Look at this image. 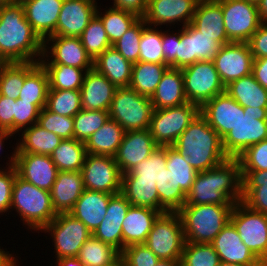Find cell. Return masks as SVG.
Returning a JSON list of instances; mask_svg holds the SVG:
<instances>
[{
	"label": "cell",
	"mask_w": 267,
	"mask_h": 266,
	"mask_svg": "<svg viewBox=\"0 0 267 266\" xmlns=\"http://www.w3.org/2000/svg\"><path fill=\"white\" fill-rule=\"evenodd\" d=\"M243 107L226 92L215 96L200 107V114L207 123L223 138L240 118Z\"/></svg>",
	"instance_id": "7402d4cb"
},
{
	"label": "cell",
	"mask_w": 267,
	"mask_h": 266,
	"mask_svg": "<svg viewBox=\"0 0 267 266\" xmlns=\"http://www.w3.org/2000/svg\"><path fill=\"white\" fill-rule=\"evenodd\" d=\"M97 8L96 0H64L53 36L80 37Z\"/></svg>",
	"instance_id": "44dd1931"
},
{
	"label": "cell",
	"mask_w": 267,
	"mask_h": 266,
	"mask_svg": "<svg viewBox=\"0 0 267 266\" xmlns=\"http://www.w3.org/2000/svg\"><path fill=\"white\" fill-rule=\"evenodd\" d=\"M56 261L58 266H84L77 257L60 258Z\"/></svg>",
	"instance_id": "a7ac6f4b"
},
{
	"label": "cell",
	"mask_w": 267,
	"mask_h": 266,
	"mask_svg": "<svg viewBox=\"0 0 267 266\" xmlns=\"http://www.w3.org/2000/svg\"><path fill=\"white\" fill-rule=\"evenodd\" d=\"M37 124L62 140L74 138L73 117L60 116L44 107L40 111Z\"/></svg>",
	"instance_id": "11a10c76"
},
{
	"label": "cell",
	"mask_w": 267,
	"mask_h": 266,
	"mask_svg": "<svg viewBox=\"0 0 267 266\" xmlns=\"http://www.w3.org/2000/svg\"><path fill=\"white\" fill-rule=\"evenodd\" d=\"M241 201L240 162L237 158H229L212 169L197 173L184 205H235Z\"/></svg>",
	"instance_id": "7a4b0ae2"
},
{
	"label": "cell",
	"mask_w": 267,
	"mask_h": 266,
	"mask_svg": "<svg viewBox=\"0 0 267 266\" xmlns=\"http://www.w3.org/2000/svg\"><path fill=\"white\" fill-rule=\"evenodd\" d=\"M120 255L126 266H155L159 258L144 244L125 247Z\"/></svg>",
	"instance_id": "680465c9"
},
{
	"label": "cell",
	"mask_w": 267,
	"mask_h": 266,
	"mask_svg": "<svg viewBox=\"0 0 267 266\" xmlns=\"http://www.w3.org/2000/svg\"><path fill=\"white\" fill-rule=\"evenodd\" d=\"M225 92L242 107L267 108V90L252 73L230 82Z\"/></svg>",
	"instance_id": "836d02e7"
},
{
	"label": "cell",
	"mask_w": 267,
	"mask_h": 266,
	"mask_svg": "<svg viewBox=\"0 0 267 266\" xmlns=\"http://www.w3.org/2000/svg\"><path fill=\"white\" fill-rule=\"evenodd\" d=\"M139 61L164 64L162 50V31L156 27L146 26L140 38Z\"/></svg>",
	"instance_id": "f5cc1de1"
},
{
	"label": "cell",
	"mask_w": 267,
	"mask_h": 266,
	"mask_svg": "<svg viewBox=\"0 0 267 266\" xmlns=\"http://www.w3.org/2000/svg\"><path fill=\"white\" fill-rule=\"evenodd\" d=\"M15 102L14 99L0 95V129L12 134H14Z\"/></svg>",
	"instance_id": "6125c7cd"
},
{
	"label": "cell",
	"mask_w": 267,
	"mask_h": 266,
	"mask_svg": "<svg viewBox=\"0 0 267 266\" xmlns=\"http://www.w3.org/2000/svg\"><path fill=\"white\" fill-rule=\"evenodd\" d=\"M41 109L30 102L21 101V99H16L15 102V115H14V135L29 128L33 124H36ZM23 128V130H22Z\"/></svg>",
	"instance_id": "91938a15"
},
{
	"label": "cell",
	"mask_w": 267,
	"mask_h": 266,
	"mask_svg": "<svg viewBox=\"0 0 267 266\" xmlns=\"http://www.w3.org/2000/svg\"><path fill=\"white\" fill-rule=\"evenodd\" d=\"M85 143L75 138L64 139L50 155L58 171H81L87 156Z\"/></svg>",
	"instance_id": "f35d334b"
},
{
	"label": "cell",
	"mask_w": 267,
	"mask_h": 266,
	"mask_svg": "<svg viewBox=\"0 0 267 266\" xmlns=\"http://www.w3.org/2000/svg\"><path fill=\"white\" fill-rule=\"evenodd\" d=\"M108 119V111L80 110L73 117L74 138L85 143Z\"/></svg>",
	"instance_id": "681fc988"
},
{
	"label": "cell",
	"mask_w": 267,
	"mask_h": 266,
	"mask_svg": "<svg viewBox=\"0 0 267 266\" xmlns=\"http://www.w3.org/2000/svg\"><path fill=\"white\" fill-rule=\"evenodd\" d=\"M16 258L0 248V266H17Z\"/></svg>",
	"instance_id": "003e7915"
},
{
	"label": "cell",
	"mask_w": 267,
	"mask_h": 266,
	"mask_svg": "<svg viewBox=\"0 0 267 266\" xmlns=\"http://www.w3.org/2000/svg\"><path fill=\"white\" fill-rule=\"evenodd\" d=\"M150 100L154 109L170 108L187 103L181 69L169 67Z\"/></svg>",
	"instance_id": "4dcf8cb0"
},
{
	"label": "cell",
	"mask_w": 267,
	"mask_h": 266,
	"mask_svg": "<svg viewBox=\"0 0 267 266\" xmlns=\"http://www.w3.org/2000/svg\"><path fill=\"white\" fill-rule=\"evenodd\" d=\"M15 151L10 156L9 163L6 162L8 168L0 169V213L8 212L11 207V198H12V190L14 185V180L17 175V171L14 167L15 164Z\"/></svg>",
	"instance_id": "6f0895ef"
},
{
	"label": "cell",
	"mask_w": 267,
	"mask_h": 266,
	"mask_svg": "<svg viewBox=\"0 0 267 266\" xmlns=\"http://www.w3.org/2000/svg\"><path fill=\"white\" fill-rule=\"evenodd\" d=\"M53 43H52V42ZM50 42V43H49ZM51 44V47H48ZM48 47V48H47ZM50 48V49H49ZM51 52H50V51ZM51 56H49V55ZM48 55V56H47ZM44 57V58H43ZM49 57L51 61H49ZM43 59V60H42ZM45 59V60H44ZM40 64H63L84 69L85 72L94 67V60L87 53L79 37L49 36L44 40L43 55Z\"/></svg>",
	"instance_id": "2e32d148"
},
{
	"label": "cell",
	"mask_w": 267,
	"mask_h": 266,
	"mask_svg": "<svg viewBox=\"0 0 267 266\" xmlns=\"http://www.w3.org/2000/svg\"><path fill=\"white\" fill-rule=\"evenodd\" d=\"M196 172L212 169L229 159L220 135L199 113L172 145Z\"/></svg>",
	"instance_id": "3957f363"
},
{
	"label": "cell",
	"mask_w": 267,
	"mask_h": 266,
	"mask_svg": "<svg viewBox=\"0 0 267 266\" xmlns=\"http://www.w3.org/2000/svg\"><path fill=\"white\" fill-rule=\"evenodd\" d=\"M191 24L221 45L231 43L227 38L221 3L218 0H199Z\"/></svg>",
	"instance_id": "4316f807"
},
{
	"label": "cell",
	"mask_w": 267,
	"mask_h": 266,
	"mask_svg": "<svg viewBox=\"0 0 267 266\" xmlns=\"http://www.w3.org/2000/svg\"><path fill=\"white\" fill-rule=\"evenodd\" d=\"M28 228L41 231L57 215L50 191L40 189L16 175L12 190L11 207Z\"/></svg>",
	"instance_id": "5b68a950"
},
{
	"label": "cell",
	"mask_w": 267,
	"mask_h": 266,
	"mask_svg": "<svg viewBox=\"0 0 267 266\" xmlns=\"http://www.w3.org/2000/svg\"><path fill=\"white\" fill-rule=\"evenodd\" d=\"M112 195L85 189L69 214L82 221L89 231L93 233L105 218L107 206Z\"/></svg>",
	"instance_id": "f546056e"
},
{
	"label": "cell",
	"mask_w": 267,
	"mask_h": 266,
	"mask_svg": "<svg viewBox=\"0 0 267 266\" xmlns=\"http://www.w3.org/2000/svg\"><path fill=\"white\" fill-rule=\"evenodd\" d=\"M167 163V146H159L147 159H144L129 172L122 174V180H153L158 184L159 177Z\"/></svg>",
	"instance_id": "7bdbcfd3"
},
{
	"label": "cell",
	"mask_w": 267,
	"mask_h": 266,
	"mask_svg": "<svg viewBox=\"0 0 267 266\" xmlns=\"http://www.w3.org/2000/svg\"><path fill=\"white\" fill-rule=\"evenodd\" d=\"M230 42L247 43L262 24L256 3L248 0H218Z\"/></svg>",
	"instance_id": "4fadbf2b"
},
{
	"label": "cell",
	"mask_w": 267,
	"mask_h": 266,
	"mask_svg": "<svg viewBox=\"0 0 267 266\" xmlns=\"http://www.w3.org/2000/svg\"><path fill=\"white\" fill-rule=\"evenodd\" d=\"M158 147L148 129L127 131L114 159L120 172L125 174L147 159Z\"/></svg>",
	"instance_id": "d6986e66"
},
{
	"label": "cell",
	"mask_w": 267,
	"mask_h": 266,
	"mask_svg": "<svg viewBox=\"0 0 267 266\" xmlns=\"http://www.w3.org/2000/svg\"><path fill=\"white\" fill-rule=\"evenodd\" d=\"M252 74L256 81L267 90V58L253 59Z\"/></svg>",
	"instance_id": "03108f58"
},
{
	"label": "cell",
	"mask_w": 267,
	"mask_h": 266,
	"mask_svg": "<svg viewBox=\"0 0 267 266\" xmlns=\"http://www.w3.org/2000/svg\"><path fill=\"white\" fill-rule=\"evenodd\" d=\"M49 90L48 75L39 62H25V82L20 89L19 99L46 107Z\"/></svg>",
	"instance_id": "d6a6232c"
},
{
	"label": "cell",
	"mask_w": 267,
	"mask_h": 266,
	"mask_svg": "<svg viewBox=\"0 0 267 266\" xmlns=\"http://www.w3.org/2000/svg\"><path fill=\"white\" fill-rule=\"evenodd\" d=\"M220 261L245 266H265L243 243L234 225L229 222L210 243Z\"/></svg>",
	"instance_id": "603a6c76"
},
{
	"label": "cell",
	"mask_w": 267,
	"mask_h": 266,
	"mask_svg": "<svg viewBox=\"0 0 267 266\" xmlns=\"http://www.w3.org/2000/svg\"><path fill=\"white\" fill-rule=\"evenodd\" d=\"M258 16L261 23L267 24V0H260L257 4Z\"/></svg>",
	"instance_id": "89a4df30"
},
{
	"label": "cell",
	"mask_w": 267,
	"mask_h": 266,
	"mask_svg": "<svg viewBox=\"0 0 267 266\" xmlns=\"http://www.w3.org/2000/svg\"><path fill=\"white\" fill-rule=\"evenodd\" d=\"M242 203L267 215V170L241 171Z\"/></svg>",
	"instance_id": "e575fe53"
},
{
	"label": "cell",
	"mask_w": 267,
	"mask_h": 266,
	"mask_svg": "<svg viewBox=\"0 0 267 266\" xmlns=\"http://www.w3.org/2000/svg\"><path fill=\"white\" fill-rule=\"evenodd\" d=\"M130 206L131 204L121 192L113 194L109 200L105 218L92 235L121 252L122 223Z\"/></svg>",
	"instance_id": "cb8c5ba5"
},
{
	"label": "cell",
	"mask_w": 267,
	"mask_h": 266,
	"mask_svg": "<svg viewBox=\"0 0 267 266\" xmlns=\"http://www.w3.org/2000/svg\"><path fill=\"white\" fill-rule=\"evenodd\" d=\"M104 266H126L125 261L121 255H119L115 260L111 263L104 265Z\"/></svg>",
	"instance_id": "753ad0ef"
},
{
	"label": "cell",
	"mask_w": 267,
	"mask_h": 266,
	"mask_svg": "<svg viewBox=\"0 0 267 266\" xmlns=\"http://www.w3.org/2000/svg\"><path fill=\"white\" fill-rule=\"evenodd\" d=\"M79 38L83 47L93 60H95L106 49L112 47L103 23L97 15L91 19Z\"/></svg>",
	"instance_id": "c3c4849f"
},
{
	"label": "cell",
	"mask_w": 267,
	"mask_h": 266,
	"mask_svg": "<svg viewBox=\"0 0 267 266\" xmlns=\"http://www.w3.org/2000/svg\"><path fill=\"white\" fill-rule=\"evenodd\" d=\"M219 266H245V265L220 261Z\"/></svg>",
	"instance_id": "34e18365"
},
{
	"label": "cell",
	"mask_w": 267,
	"mask_h": 266,
	"mask_svg": "<svg viewBox=\"0 0 267 266\" xmlns=\"http://www.w3.org/2000/svg\"><path fill=\"white\" fill-rule=\"evenodd\" d=\"M21 140L16 143L15 153H35L51 155L62 139L39 126L37 123L21 132Z\"/></svg>",
	"instance_id": "8d00e7d4"
},
{
	"label": "cell",
	"mask_w": 267,
	"mask_h": 266,
	"mask_svg": "<svg viewBox=\"0 0 267 266\" xmlns=\"http://www.w3.org/2000/svg\"><path fill=\"white\" fill-rule=\"evenodd\" d=\"M147 4L148 0H114L112 7L128 11L139 18H143L147 10Z\"/></svg>",
	"instance_id": "e7e4bbea"
},
{
	"label": "cell",
	"mask_w": 267,
	"mask_h": 266,
	"mask_svg": "<svg viewBox=\"0 0 267 266\" xmlns=\"http://www.w3.org/2000/svg\"><path fill=\"white\" fill-rule=\"evenodd\" d=\"M46 108L60 116L74 117L82 110L78 90H48Z\"/></svg>",
	"instance_id": "bcb514c9"
},
{
	"label": "cell",
	"mask_w": 267,
	"mask_h": 266,
	"mask_svg": "<svg viewBox=\"0 0 267 266\" xmlns=\"http://www.w3.org/2000/svg\"><path fill=\"white\" fill-rule=\"evenodd\" d=\"M199 113L200 107L190 102L154 109L148 130L158 146H172Z\"/></svg>",
	"instance_id": "ba28073f"
},
{
	"label": "cell",
	"mask_w": 267,
	"mask_h": 266,
	"mask_svg": "<svg viewBox=\"0 0 267 266\" xmlns=\"http://www.w3.org/2000/svg\"><path fill=\"white\" fill-rule=\"evenodd\" d=\"M117 87L95 68L86 71L80 89L82 109L108 111Z\"/></svg>",
	"instance_id": "484cf974"
},
{
	"label": "cell",
	"mask_w": 267,
	"mask_h": 266,
	"mask_svg": "<svg viewBox=\"0 0 267 266\" xmlns=\"http://www.w3.org/2000/svg\"><path fill=\"white\" fill-rule=\"evenodd\" d=\"M177 32V69H182L198 61H213L221 44L200 33L191 23Z\"/></svg>",
	"instance_id": "9a60e30c"
},
{
	"label": "cell",
	"mask_w": 267,
	"mask_h": 266,
	"mask_svg": "<svg viewBox=\"0 0 267 266\" xmlns=\"http://www.w3.org/2000/svg\"><path fill=\"white\" fill-rule=\"evenodd\" d=\"M232 130L222 138L229 158H237L248 147L267 139V108L243 107Z\"/></svg>",
	"instance_id": "52a82bcc"
},
{
	"label": "cell",
	"mask_w": 267,
	"mask_h": 266,
	"mask_svg": "<svg viewBox=\"0 0 267 266\" xmlns=\"http://www.w3.org/2000/svg\"><path fill=\"white\" fill-rule=\"evenodd\" d=\"M125 130L109 118L104 125L85 142L87 153L114 157L122 142Z\"/></svg>",
	"instance_id": "d590c367"
},
{
	"label": "cell",
	"mask_w": 267,
	"mask_h": 266,
	"mask_svg": "<svg viewBox=\"0 0 267 266\" xmlns=\"http://www.w3.org/2000/svg\"><path fill=\"white\" fill-rule=\"evenodd\" d=\"M220 258L211 244L185 242L180 266H219Z\"/></svg>",
	"instance_id": "f907efd6"
},
{
	"label": "cell",
	"mask_w": 267,
	"mask_h": 266,
	"mask_svg": "<svg viewBox=\"0 0 267 266\" xmlns=\"http://www.w3.org/2000/svg\"><path fill=\"white\" fill-rule=\"evenodd\" d=\"M15 2L16 0H0V6L13 4Z\"/></svg>",
	"instance_id": "11e5206c"
},
{
	"label": "cell",
	"mask_w": 267,
	"mask_h": 266,
	"mask_svg": "<svg viewBox=\"0 0 267 266\" xmlns=\"http://www.w3.org/2000/svg\"><path fill=\"white\" fill-rule=\"evenodd\" d=\"M159 195V211L178 212L186 202L187 194L177 186L175 177L167 169H163L156 184Z\"/></svg>",
	"instance_id": "60d3db41"
},
{
	"label": "cell",
	"mask_w": 267,
	"mask_h": 266,
	"mask_svg": "<svg viewBox=\"0 0 267 266\" xmlns=\"http://www.w3.org/2000/svg\"><path fill=\"white\" fill-rule=\"evenodd\" d=\"M247 43L253 59L267 58V24L262 23Z\"/></svg>",
	"instance_id": "94428289"
},
{
	"label": "cell",
	"mask_w": 267,
	"mask_h": 266,
	"mask_svg": "<svg viewBox=\"0 0 267 266\" xmlns=\"http://www.w3.org/2000/svg\"><path fill=\"white\" fill-rule=\"evenodd\" d=\"M162 32V50L164 54V64L171 68H177V33Z\"/></svg>",
	"instance_id": "be15d7a7"
},
{
	"label": "cell",
	"mask_w": 267,
	"mask_h": 266,
	"mask_svg": "<svg viewBox=\"0 0 267 266\" xmlns=\"http://www.w3.org/2000/svg\"><path fill=\"white\" fill-rule=\"evenodd\" d=\"M161 211L130 206L122 223V250L133 244H144Z\"/></svg>",
	"instance_id": "f1b7e54d"
},
{
	"label": "cell",
	"mask_w": 267,
	"mask_h": 266,
	"mask_svg": "<svg viewBox=\"0 0 267 266\" xmlns=\"http://www.w3.org/2000/svg\"><path fill=\"white\" fill-rule=\"evenodd\" d=\"M98 10H96V15L101 19L111 45L140 19L133 13L114 7L105 10L104 14L102 12L100 14Z\"/></svg>",
	"instance_id": "ee69618b"
},
{
	"label": "cell",
	"mask_w": 267,
	"mask_h": 266,
	"mask_svg": "<svg viewBox=\"0 0 267 266\" xmlns=\"http://www.w3.org/2000/svg\"><path fill=\"white\" fill-rule=\"evenodd\" d=\"M234 205H184L179 211L186 242L210 244L230 222Z\"/></svg>",
	"instance_id": "277c9868"
},
{
	"label": "cell",
	"mask_w": 267,
	"mask_h": 266,
	"mask_svg": "<svg viewBox=\"0 0 267 266\" xmlns=\"http://www.w3.org/2000/svg\"><path fill=\"white\" fill-rule=\"evenodd\" d=\"M230 222L249 250L267 266V215L235 203Z\"/></svg>",
	"instance_id": "30bf717a"
},
{
	"label": "cell",
	"mask_w": 267,
	"mask_h": 266,
	"mask_svg": "<svg viewBox=\"0 0 267 266\" xmlns=\"http://www.w3.org/2000/svg\"><path fill=\"white\" fill-rule=\"evenodd\" d=\"M147 26L143 18H140L122 37L115 42L114 47L130 63L139 62L140 38L143 29Z\"/></svg>",
	"instance_id": "db71d44e"
},
{
	"label": "cell",
	"mask_w": 267,
	"mask_h": 266,
	"mask_svg": "<svg viewBox=\"0 0 267 266\" xmlns=\"http://www.w3.org/2000/svg\"><path fill=\"white\" fill-rule=\"evenodd\" d=\"M248 1L258 4V2H259L260 0H248Z\"/></svg>",
	"instance_id": "2a66077c"
},
{
	"label": "cell",
	"mask_w": 267,
	"mask_h": 266,
	"mask_svg": "<svg viewBox=\"0 0 267 266\" xmlns=\"http://www.w3.org/2000/svg\"><path fill=\"white\" fill-rule=\"evenodd\" d=\"M48 75L49 90L80 91L85 70L63 64H41ZM84 71V72H83Z\"/></svg>",
	"instance_id": "b9f144b4"
},
{
	"label": "cell",
	"mask_w": 267,
	"mask_h": 266,
	"mask_svg": "<svg viewBox=\"0 0 267 266\" xmlns=\"http://www.w3.org/2000/svg\"><path fill=\"white\" fill-rule=\"evenodd\" d=\"M42 231L54 241L56 258L77 257L82 245L92 236L87 226L69 213H59Z\"/></svg>",
	"instance_id": "7c38bea8"
},
{
	"label": "cell",
	"mask_w": 267,
	"mask_h": 266,
	"mask_svg": "<svg viewBox=\"0 0 267 266\" xmlns=\"http://www.w3.org/2000/svg\"><path fill=\"white\" fill-rule=\"evenodd\" d=\"M155 266H180V259H159Z\"/></svg>",
	"instance_id": "2644e50d"
},
{
	"label": "cell",
	"mask_w": 267,
	"mask_h": 266,
	"mask_svg": "<svg viewBox=\"0 0 267 266\" xmlns=\"http://www.w3.org/2000/svg\"><path fill=\"white\" fill-rule=\"evenodd\" d=\"M213 63L224 86L252 73L253 55L248 43L222 45Z\"/></svg>",
	"instance_id": "e0dca14e"
},
{
	"label": "cell",
	"mask_w": 267,
	"mask_h": 266,
	"mask_svg": "<svg viewBox=\"0 0 267 266\" xmlns=\"http://www.w3.org/2000/svg\"><path fill=\"white\" fill-rule=\"evenodd\" d=\"M199 0H148L143 17L151 27L183 22V27L191 23Z\"/></svg>",
	"instance_id": "ffe728a7"
},
{
	"label": "cell",
	"mask_w": 267,
	"mask_h": 266,
	"mask_svg": "<svg viewBox=\"0 0 267 266\" xmlns=\"http://www.w3.org/2000/svg\"><path fill=\"white\" fill-rule=\"evenodd\" d=\"M185 242L179 213L164 212L154 222L144 245L159 259H181Z\"/></svg>",
	"instance_id": "9c48e42d"
},
{
	"label": "cell",
	"mask_w": 267,
	"mask_h": 266,
	"mask_svg": "<svg viewBox=\"0 0 267 266\" xmlns=\"http://www.w3.org/2000/svg\"><path fill=\"white\" fill-rule=\"evenodd\" d=\"M184 92L188 102L201 107L205 102L225 92L213 61H198L181 69Z\"/></svg>",
	"instance_id": "8fae6325"
},
{
	"label": "cell",
	"mask_w": 267,
	"mask_h": 266,
	"mask_svg": "<svg viewBox=\"0 0 267 266\" xmlns=\"http://www.w3.org/2000/svg\"><path fill=\"white\" fill-rule=\"evenodd\" d=\"M168 68L166 64L139 61L133 64L129 87L138 94L151 97Z\"/></svg>",
	"instance_id": "74e56055"
},
{
	"label": "cell",
	"mask_w": 267,
	"mask_h": 266,
	"mask_svg": "<svg viewBox=\"0 0 267 266\" xmlns=\"http://www.w3.org/2000/svg\"><path fill=\"white\" fill-rule=\"evenodd\" d=\"M17 175L34 186L50 191L56 181L58 169L49 155L15 153Z\"/></svg>",
	"instance_id": "ac0fdd59"
},
{
	"label": "cell",
	"mask_w": 267,
	"mask_h": 266,
	"mask_svg": "<svg viewBox=\"0 0 267 266\" xmlns=\"http://www.w3.org/2000/svg\"><path fill=\"white\" fill-rule=\"evenodd\" d=\"M166 168L175 177L177 186H180V188L188 194L198 172H196V170L183 159V155L172 146H167Z\"/></svg>",
	"instance_id": "816d5d0a"
},
{
	"label": "cell",
	"mask_w": 267,
	"mask_h": 266,
	"mask_svg": "<svg viewBox=\"0 0 267 266\" xmlns=\"http://www.w3.org/2000/svg\"><path fill=\"white\" fill-rule=\"evenodd\" d=\"M120 255L112 245L102 242L93 235L82 245L77 258L84 266H104Z\"/></svg>",
	"instance_id": "f6af8a7d"
},
{
	"label": "cell",
	"mask_w": 267,
	"mask_h": 266,
	"mask_svg": "<svg viewBox=\"0 0 267 266\" xmlns=\"http://www.w3.org/2000/svg\"><path fill=\"white\" fill-rule=\"evenodd\" d=\"M43 48L20 2L0 6V63L39 62Z\"/></svg>",
	"instance_id": "6da1fadb"
},
{
	"label": "cell",
	"mask_w": 267,
	"mask_h": 266,
	"mask_svg": "<svg viewBox=\"0 0 267 266\" xmlns=\"http://www.w3.org/2000/svg\"><path fill=\"white\" fill-rule=\"evenodd\" d=\"M9 136L11 137L13 136V134L10 133L9 131L0 129V150L3 147L2 145L4 144V140L5 139L7 140Z\"/></svg>",
	"instance_id": "8c879c8a"
},
{
	"label": "cell",
	"mask_w": 267,
	"mask_h": 266,
	"mask_svg": "<svg viewBox=\"0 0 267 266\" xmlns=\"http://www.w3.org/2000/svg\"><path fill=\"white\" fill-rule=\"evenodd\" d=\"M25 82V62L0 63V95L18 99Z\"/></svg>",
	"instance_id": "7dc6e473"
},
{
	"label": "cell",
	"mask_w": 267,
	"mask_h": 266,
	"mask_svg": "<svg viewBox=\"0 0 267 266\" xmlns=\"http://www.w3.org/2000/svg\"><path fill=\"white\" fill-rule=\"evenodd\" d=\"M237 159L241 171L267 170V139L248 147Z\"/></svg>",
	"instance_id": "9f6ffc18"
},
{
	"label": "cell",
	"mask_w": 267,
	"mask_h": 266,
	"mask_svg": "<svg viewBox=\"0 0 267 266\" xmlns=\"http://www.w3.org/2000/svg\"><path fill=\"white\" fill-rule=\"evenodd\" d=\"M153 110L150 97L122 87L116 89L108 114L127 132L149 129Z\"/></svg>",
	"instance_id": "8992f818"
},
{
	"label": "cell",
	"mask_w": 267,
	"mask_h": 266,
	"mask_svg": "<svg viewBox=\"0 0 267 266\" xmlns=\"http://www.w3.org/2000/svg\"><path fill=\"white\" fill-rule=\"evenodd\" d=\"M121 193L131 206L159 211V195L153 180H122Z\"/></svg>",
	"instance_id": "ab89813d"
},
{
	"label": "cell",
	"mask_w": 267,
	"mask_h": 266,
	"mask_svg": "<svg viewBox=\"0 0 267 266\" xmlns=\"http://www.w3.org/2000/svg\"><path fill=\"white\" fill-rule=\"evenodd\" d=\"M64 0H22L25 17L32 29L44 41L55 34Z\"/></svg>",
	"instance_id": "d4e9b609"
},
{
	"label": "cell",
	"mask_w": 267,
	"mask_h": 266,
	"mask_svg": "<svg viewBox=\"0 0 267 266\" xmlns=\"http://www.w3.org/2000/svg\"><path fill=\"white\" fill-rule=\"evenodd\" d=\"M81 174L86 190L107 194L121 192L122 173L112 156L88 153Z\"/></svg>",
	"instance_id": "5bb4252c"
},
{
	"label": "cell",
	"mask_w": 267,
	"mask_h": 266,
	"mask_svg": "<svg viewBox=\"0 0 267 266\" xmlns=\"http://www.w3.org/2000/svg\"><path fill=\"white\" fill-rule=\"evenodd\" d=\"M133 64L114 47L106 49L94 60V67L117 88L129 87Z\"/></svg>",
	"instance_id": "1f68e13d"
},
{
	"label": "cell",
	"mask_w": 267,
	"mask_h": 266,
	"mask_svg": "<svg viewBox=\"0 0 267 266\" xmlns=\"http://www.w3.org/2000/svg\"><path fill=\"white\" fill-rule=\"evenodd\" d=\"M85 190L81 171H58L50 190L54 211L69 213Z\"/></svg>",
	"instance_id": "83f0119b"
}]
</instances>
